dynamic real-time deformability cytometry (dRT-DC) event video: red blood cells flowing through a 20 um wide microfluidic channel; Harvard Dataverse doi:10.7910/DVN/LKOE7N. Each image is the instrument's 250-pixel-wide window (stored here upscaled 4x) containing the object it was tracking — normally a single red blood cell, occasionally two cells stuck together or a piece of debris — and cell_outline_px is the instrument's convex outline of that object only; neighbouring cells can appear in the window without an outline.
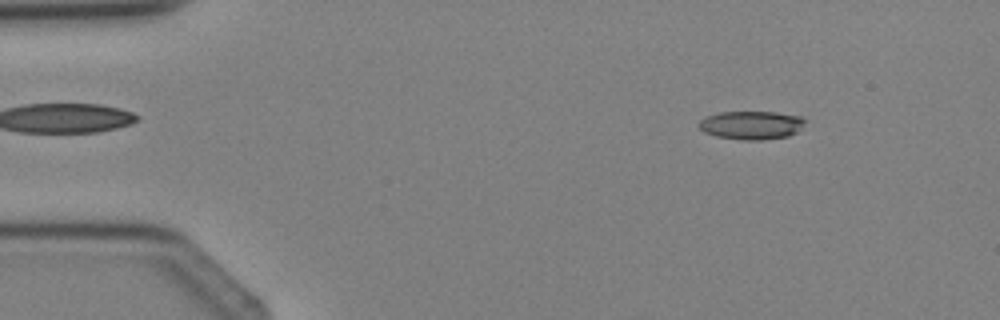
{"species": "Egyptian fruit bat (a non-hibernating species)", "species_latin": "Rousettus aegyptiacus", "temperature_condition": "cold", "stored_images_in_passage": 4, "camera_frame_rate_fps": 3000, "um_per_image_px": 0.085, "animal": {"sex": "female"}, "frame": {"image": 1, "passage_image": 1, "time_ms": 0.0, "image_size_px": [1000, 320], "cell_outline_px": [[808, 120], [796, 132], [788, 136], [764, 140], [740, 140], [716, 136], [704, 132], [696, 124], [704, 116], [720, 112], [776, 112], [800, 116]], "centroid_in_image_um": [63.85, 10.63], "position_along_channel_um": 21.2, "area_um2": 17.8}}
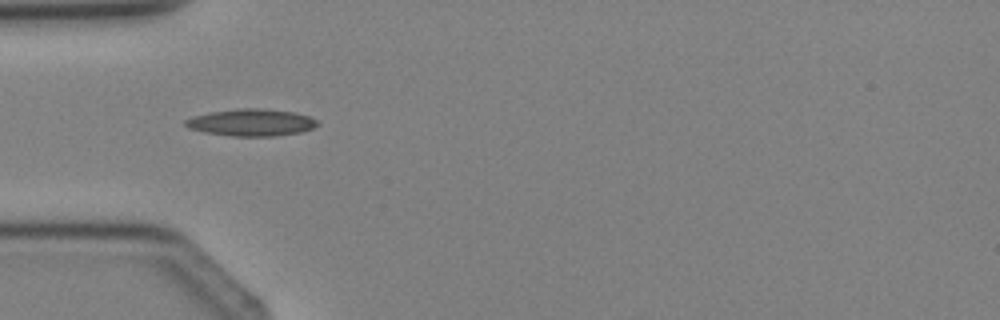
{"frame": {"image": 2, "passage_image": 3, "time_ms": 2.333, "image_size_px": [1000, 320], "cell_outline_px": [[320, 124], [312, 128], [300, 132], [276, 136], [232, 136], [204, 132], [188, 128], [184, 124], [184, 120], [192, 116], [208, 112], [240, 108], [260, 108], [296, 112], [308, 116], [316, 120]], "centroid_in_image_um": [21.34, 10.4], "position_along_channel_um": 63.7, "area_um2": 20.92}}
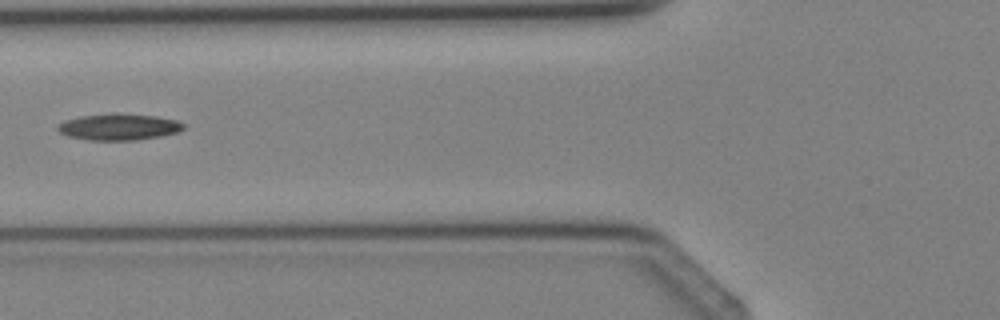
{"frame": {"image": 3, "passage_image": 4, "time_ms": 3.333, "image_size_px": [1000, 320], "cell_outline_px": [[184, 128], [176, 132], [160, 136], [132, 140], [92, 140], [68, 136], [60, 132], [56, 128], [64, 120], [80, 116], [116, 112], [156, 116], [176, 120], [184, 124]], "centroid_in_image_um": [10.08, 10.77], "position_along_channel_um": 115.7, "area_um2": 19.31}}